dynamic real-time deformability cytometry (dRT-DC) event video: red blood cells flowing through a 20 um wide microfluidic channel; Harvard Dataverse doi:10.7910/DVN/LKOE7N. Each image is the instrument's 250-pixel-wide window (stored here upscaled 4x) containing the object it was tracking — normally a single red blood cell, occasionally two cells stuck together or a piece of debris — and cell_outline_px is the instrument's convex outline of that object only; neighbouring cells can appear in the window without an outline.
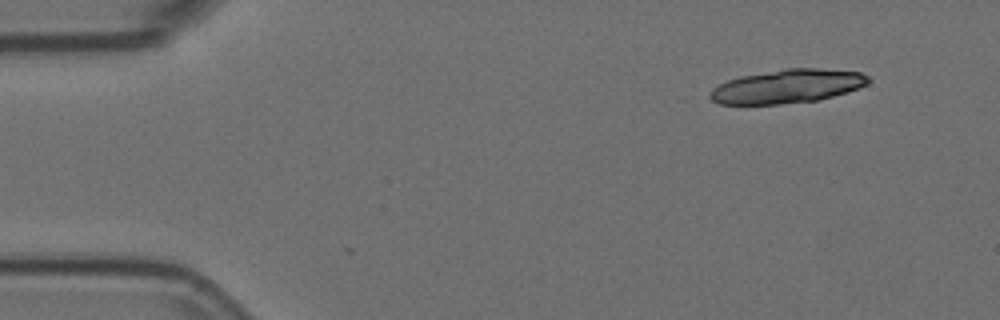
{"species": "Egyptian fruit bat (a non-hibernating species)", "species_latin": "Rousettus aegyptiacus", "temperature_condition": "room temperature", "stored_images_in_passage": 14, "camera_frame_rate_fps": 3000, "um_per_image_px": 0.085, "animal": {"sex": "female"}, "frame": {"image": 1, "passage_image": 1, "time_ms": 0.0, "image_size_px": [1000, 320], "cell_outline_px": [[872, 80], [868, 84], [860, 88], [848, 92], [820, 100], [780, 104], [720, 104], [712, 100], [708, 96], [708, 92], [712, 88], [728, 80], [740, 76], [784, 68], [820, 68], [860, 72], [868, 76]], "centroid_in_image_um": [66.95, 7.33], "position_along_channel_um": 18.1, "area_um2": 31.44}}